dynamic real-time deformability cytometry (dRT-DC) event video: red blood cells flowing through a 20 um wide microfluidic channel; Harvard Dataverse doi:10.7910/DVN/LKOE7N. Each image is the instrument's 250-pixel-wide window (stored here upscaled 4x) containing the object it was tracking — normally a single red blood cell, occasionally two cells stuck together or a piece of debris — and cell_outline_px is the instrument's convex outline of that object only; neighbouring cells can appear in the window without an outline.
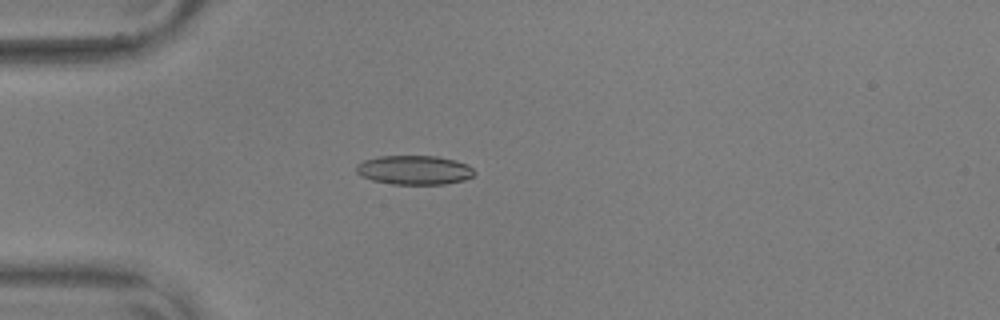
{"species": "common noctule bat (a hibernating species)", "species_latin": "Nyctalus noctula", "temperature_condition": "warm", "stored_images_in_passage": 43, "camera_frame_rate_fps": 3000, "um_per_image_px": 0.085, "animal": {"sex": "male", "body_mass_g": 17.9, "forearm_length_mm": 54.2}, "frame": {"image": 1, "passage_image": 3, "time_ms": 0.667, "image_size_px": [1000, 320], "cell_outline_px": [[476, 172], [472, 176], [464, 180], [444, 184], [392, 184], [372, 180], [360, 176], [356, 172], [356, 164], [364, 160], [380, 156], [436, 156], [456, 160], [472, 168]], "centroid_in_image_um": [35.18, 14.45], "position_along_channel_um": 49.8, "area_um2": 20.06}}
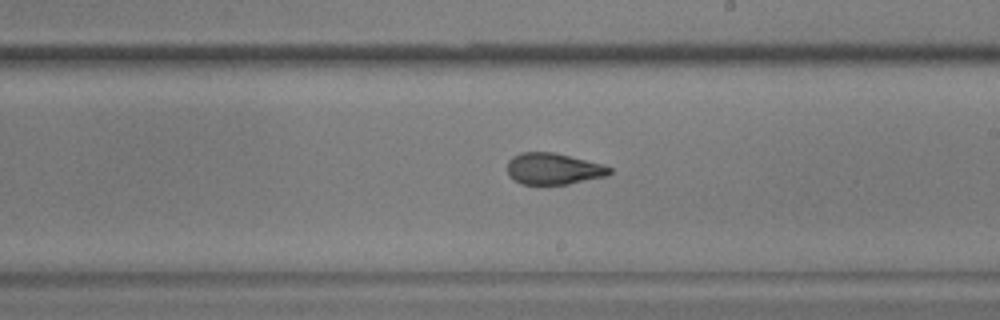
{"frame": {"image": 2, "passage_image": 20, "time_ms": 6.333, "image_size_px": [1000, 320], "cell_outline_px": [[612, 172], [604, 176], [568, 184], [520, 184], [512, 180], [508, 176], [508, 160], [512, 156], [520, 152], [552, 152], [604, 164], [612, 168]], "centroid_in_image_um": [47.0, 14.34], "position_along_channel_um": 242.0, "area_um2": 18.79}}
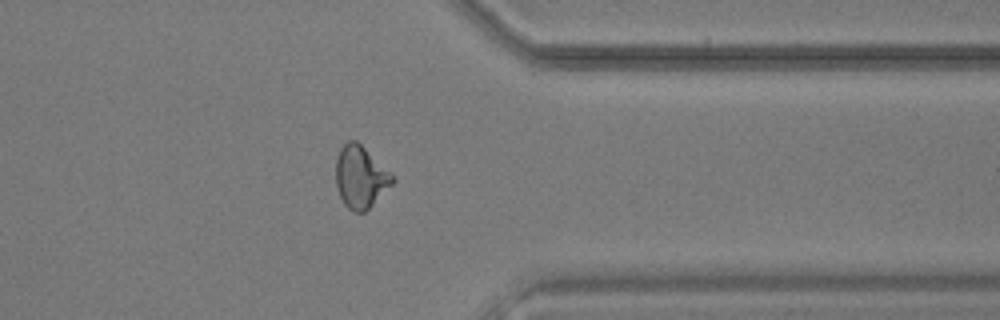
{"frame": {"image": 3, "passage_image": 32, "time_ms": 10.333, "image_size_px": [1000, 320], "cell_outline_px": [[396, 180], [364, 212], [352, 212], [344, 204], [340, 196], [336, 184], [336, 156], [340, 148], [348, 140], [356, 140], [392, 172]], "centroid_in_image_um": [30.64, 15.02], "position_along_channel_um": 380.8, "area_um2": 20.52}, "authors_computed_cell_mechanics": {"area_um2": 19.8254, "velocity_mm_per_s": 3.6348, "shape_relaxation_time_tau1_ms": null, "shape_relaxation_time_tau2_ms": 1.4635, "deformation_change_tau1": null, "deformation_change_tau2": 0.0805}}